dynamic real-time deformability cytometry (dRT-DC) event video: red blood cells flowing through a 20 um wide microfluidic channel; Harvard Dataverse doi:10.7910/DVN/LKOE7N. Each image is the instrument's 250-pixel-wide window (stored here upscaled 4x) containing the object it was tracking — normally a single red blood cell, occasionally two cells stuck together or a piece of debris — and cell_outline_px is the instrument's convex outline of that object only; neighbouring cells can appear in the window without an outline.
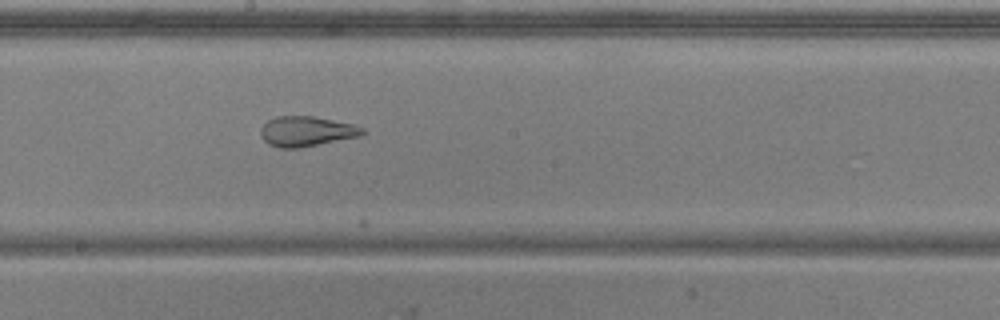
{"species": "common noctule bat (a hibernating species)", "species_latin": "Nyctalus noctula", "temperature_condition": "warm", "stored_images_in_passage": 21, "camera_frame_rate_fps": 3000, "um_per_image_px": 0.085, "animal": {"sex": "male", "body_mass_g": 20.5, "forearm_length_mm": 52.5}, "frame": {"image": 1, "passage_image": 18, "time_ms": 5.667, "image_size_px": [1000, 320], "cell_outline_px": [[368, 132], [360, 136], [296, 148], [280, 148], [268, 144], [264, 140], [260, 132], [260, 128], [268, 120], [276, 116], [312, 116], [352, 124], [364, 128]], "centroid_in_image_um": [26.04, 11.16], "position_along_channel_um": 222.2, "area_um2": 17.69}}